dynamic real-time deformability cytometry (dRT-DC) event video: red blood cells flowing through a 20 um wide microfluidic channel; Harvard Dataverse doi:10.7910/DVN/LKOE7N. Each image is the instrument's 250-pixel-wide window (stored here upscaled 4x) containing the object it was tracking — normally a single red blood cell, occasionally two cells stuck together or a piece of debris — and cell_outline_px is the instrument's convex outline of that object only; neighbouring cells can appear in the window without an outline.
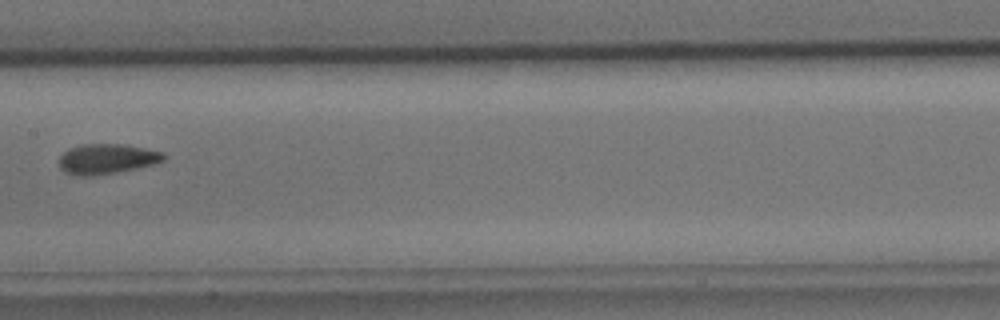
{"species": "common noctule bat (a hibernating species)", "species_latin": "Nyctalus noctula", "temperature_condition": "cold", "stored_images_in_passage": 4, "camera_frame_rate_fps": 3000, "um_per_image_px": 0.085, "animal": {"sex": "male", "body_mass_g": 15.6}, "frame": {"image": 1, "passage_image": 4, "time_ms": 3.667, "image_size_px": [1000, 320], "cell_outline_px": [[164, 160], [156, 164], [116, 172], [92, 176], [80, 176], [68, 172], [60, 168], [60, 156], [68, 148], [80, 144], [120, 144], [144, 148], [164, 152]], "centroid_in_image_um": [9.08, 13.5], "position_along_channel_um": 198.3, "area_um2": 18.21}}